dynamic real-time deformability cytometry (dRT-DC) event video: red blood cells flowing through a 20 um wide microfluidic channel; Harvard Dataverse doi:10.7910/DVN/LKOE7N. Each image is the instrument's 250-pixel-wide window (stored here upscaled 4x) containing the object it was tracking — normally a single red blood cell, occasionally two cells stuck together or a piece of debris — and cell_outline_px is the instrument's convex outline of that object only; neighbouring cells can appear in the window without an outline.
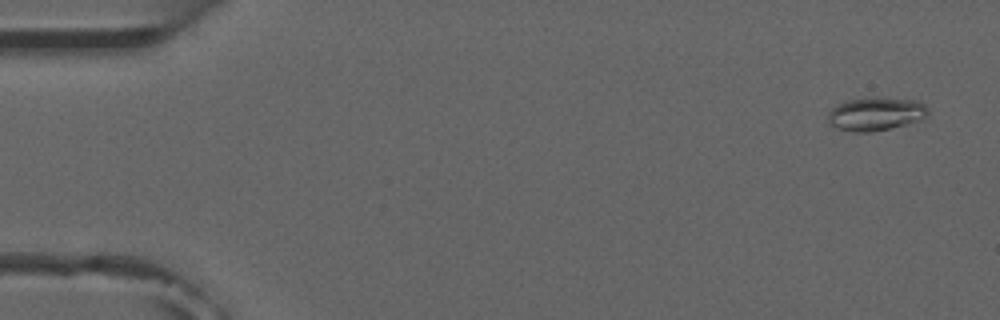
{"species": "common noctule bat (a hibernating species)", "species_latin": "Nyctalus noctula", "temperature_condition": "room temperature", "stored_images_in_passage": 5, "camera_frame_rate_fps": 3000, "um_per_image_px": 0.085, "animal": {"sex": "male", "forearm_length_mm": 52.5}, "frame": {"image": 1, "passage_image": 1, "time_ms": 0.0, "image_size_px": [1000, 320], "cell_outline_px": [[928, 116], [924, 120], [892, 128], [872, 132], [852, 132], [836, 128], [828, 124], [828, 112], [836, 104], [844, 100], [876, 96], [920, 100], [928, 108]], "centroid_in_image_um": [74.46, 9.67], "position_along_channel_um": 10.5, "area_um2": 20.29}}
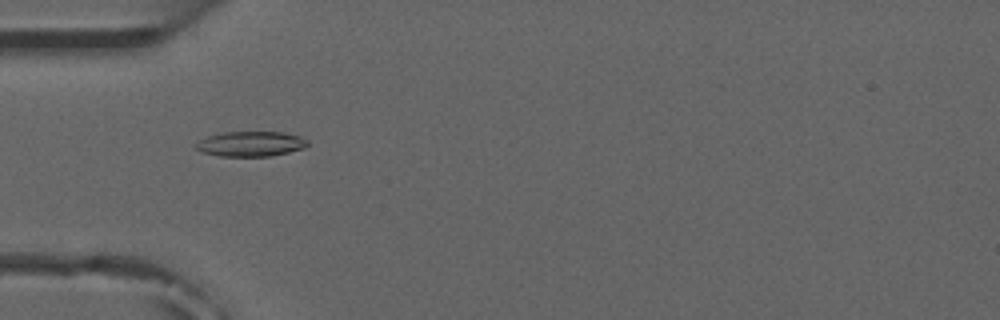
{"frame": {"image": 2, "passage_image": 5, "time_ms": 4.667, "image_size_px": [1000, 320], "cell_outline_px": [[308, 144], [304, 148], [288, 152], [268, 156], [220, 156], [200, 152], [196, 148], [196, 144], [200, 140], [208, 136], [224, 132], [284, 132], [300, 136], [308, 140]], "centroid_in_image_um": [21.32, 12.23], "position_along_channel_um": 63.7, "area_um2": 16.24}}